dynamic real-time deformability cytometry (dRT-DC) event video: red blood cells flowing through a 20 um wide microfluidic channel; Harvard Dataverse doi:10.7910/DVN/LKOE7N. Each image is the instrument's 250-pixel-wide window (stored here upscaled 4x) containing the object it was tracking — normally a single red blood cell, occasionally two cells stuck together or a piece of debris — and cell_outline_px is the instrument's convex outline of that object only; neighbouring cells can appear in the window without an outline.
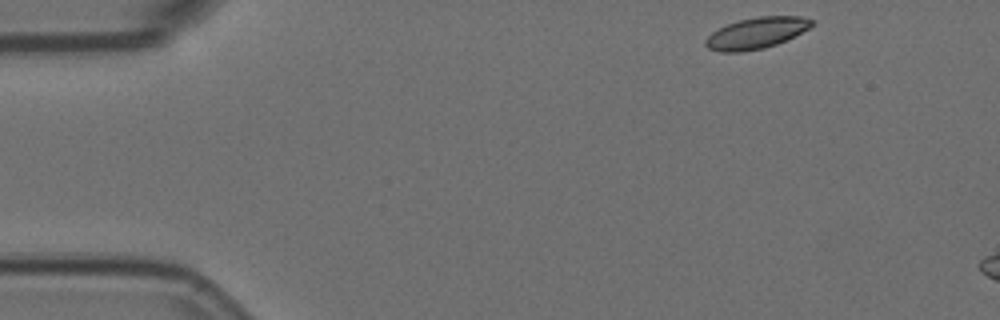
{"species": "Egyptian fruit bat (a non-hibernating species)", "species_latin": "Rousettus aegyptiacus", "temperature_condition": "room temperature", "stored_images_in_passage": 3, "camera_frame_rate_fps": 3000, "um_per_image_px": 0.085, "animal": {"sex": "female"}, "frame": {"image": 1, "passage_image": 1, "time_ms": 0.0, "image_size_px": [1000, 320], "cell_outline_px": [[816, 24], [776, 44], [764, 48], [740, 52], [720, 52], [708, 48], [704, 44], [704, 40], [712, 32], [728, 24], [740, 20], [760, 16], [800, 16], [816, 20]], "centroid_in_image_um": [64.29, 2.8], "position_along_channel_um": 20.7, "area_um2": 19.13}}